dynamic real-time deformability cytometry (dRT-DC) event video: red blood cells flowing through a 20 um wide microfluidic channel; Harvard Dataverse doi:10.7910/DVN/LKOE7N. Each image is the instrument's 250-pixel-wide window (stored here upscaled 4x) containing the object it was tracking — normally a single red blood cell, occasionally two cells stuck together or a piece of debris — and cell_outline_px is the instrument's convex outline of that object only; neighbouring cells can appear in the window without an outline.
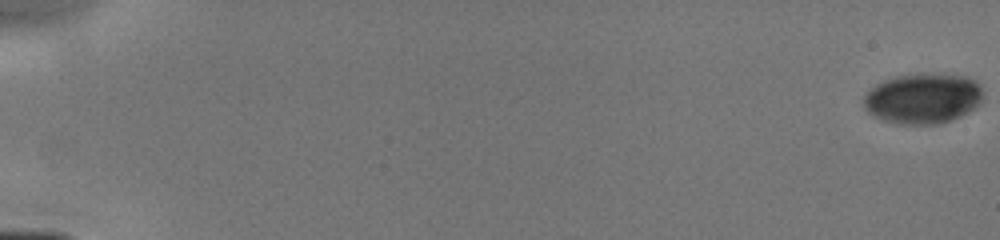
{"species": "human", "species_latin": "Homo sapiens", "temperature_condition": "cold", "stored_images_in_passage": 32, "camera_frame_rate_fps": 3000, "um_per_image_px": 0.085, "donor": {"sex": "male"}, "frame": {"image": 1, "passage_image": 1, "time_ms": 0.0, "image_size_px": [1000, 240], "cell_outline_px": [[984, 100], [976, 108], [960, 116], [936, 124], [896, 124], [872, 116], [864, 108], [864, 96], [876, 84], [884, 80], [896, 76], [964, 76], [980, 84], [984, 96]], "centroid_in_image_um": [78.45, 8.41], "position_along_channel_um": 6.5, "area_um2": 34.39}}
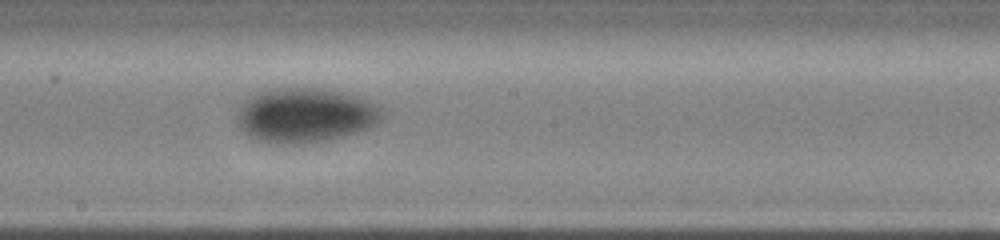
{"frame": {"image": 2, "passage_image": 29, "time_ms": 9.667, "image_size_px": [1000, 240], "cell_outline_px": [[384, 116], [376, 124], [368, 128], [344, 136], [324, 140], [300, 144], [276, 144], [256, 140], [244, 132], [236, 124], [236, 112], [248, 96], [256, 92], [268, 88], [320, 88], [368, 100], [376, 104], [384, 112]], "centroid_in_image_um": [25.88, 9.8], "position_along_channel_um": 222.3, "area_um2": 46.3}}
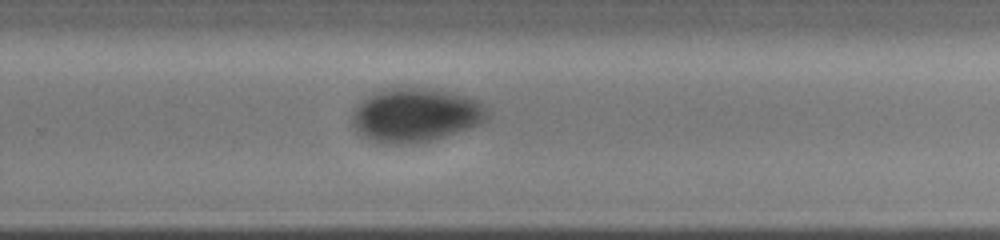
{"frame": {"image": 3, "passage_image": 32, "time_ms": 11.333, "image_size_px": [1000, 240], "cell_outline_px": [[488, 120], [480, 124], [432, 140], [404, 144], [380, 144], [356, 132], [352, 124], [352, 108], [360, 100], [372, 92], [388, 88], [428, 88], [468, 96], [480, 100], [488, 108]], "centroid_in_image_um": [35.29, 9.77], "position_along_channel_um": 294.5, "area_um2": 42.89}}